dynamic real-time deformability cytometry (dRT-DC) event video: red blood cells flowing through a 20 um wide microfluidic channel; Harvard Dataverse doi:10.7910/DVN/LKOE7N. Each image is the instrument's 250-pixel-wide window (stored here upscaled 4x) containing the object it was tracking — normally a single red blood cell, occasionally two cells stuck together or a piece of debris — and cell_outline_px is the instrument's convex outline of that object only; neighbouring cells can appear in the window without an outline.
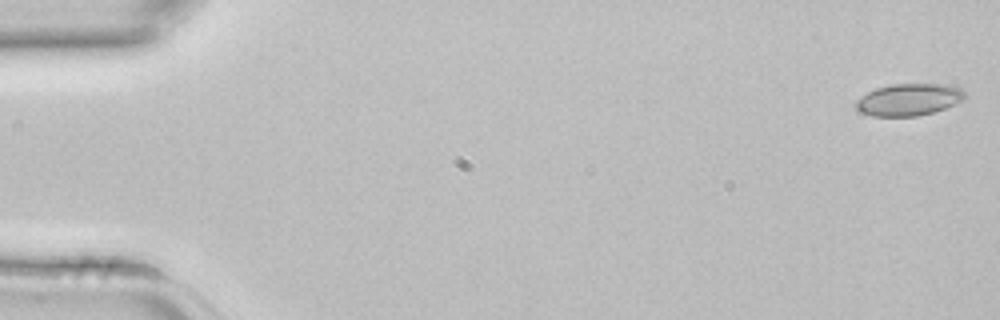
{"species": "common noctule bat (a hibernating species)", "species_latin": "Nyctalus noctula", "temperature_condition": "room temperature", "stored_images_in_passage": 5, "camera_frame_rate_fps": 3000, "um_per_image_px": 0.085, "animal": {"sex": "female", "body_mass_g": 22.7, "forearm_length_mm": 54.2}, "frame": {"image": 1, "passage_image": 1, "time_ms": 0.0, "image_size_px": [1000, 320], "cell_outline_px": [[964, 100], [944, 108], [932, 112], [916, 116], [872, 116], [860, 112], [856, 108], [856, 100], [860, 96], [876, 88], [888, 84], [944, 84], [960, 88], [964, 92]], "centroid_in_image_um": [77.21, 8.46], "position_along_channel_um": 7.8, "area_um2": 20.23}}
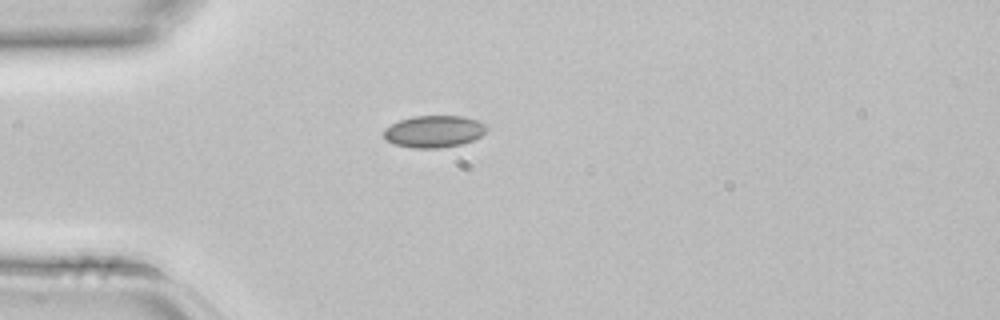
{"frame": {"image": 2, "passage_image": 4, "time_ms": 1.0, "image_size_px": [1000, 320], "cell_outline_px": [[488, 128], [480, 136], [472, 140], [460, 144], [440, 148], [412, 148], [396, 144], [388, 140], [384, 136], [384, 128], [400, 120], [412, 116], [464, 116], [476, 120], [484, 124]], "centroid_in_image_um": [36.88, 11.17], "position_along_channel_um": 48.1, "area_um2": 18.96}}
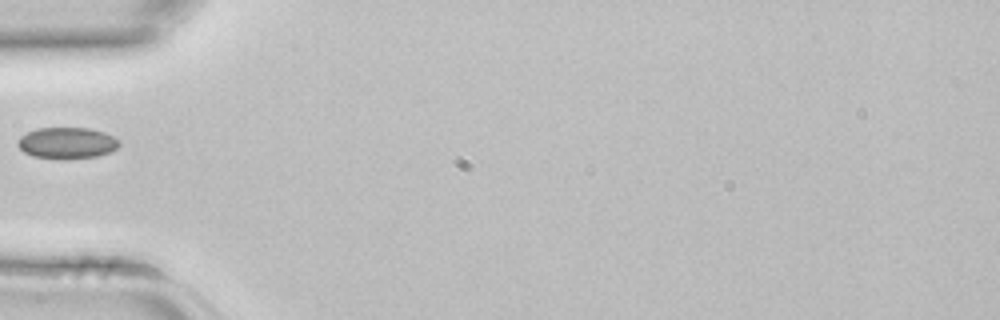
{"frame": {"image": 3, "passage_image": 5, "time_ms": 1.333, "image_size_px": [1000, 320], "cell_outline_px": [[120, 144], [116, 148], [108, 152], [96, 156], [32, 156], [24, 152], [16, 144], [16, 140], [20, 136], [36, 128], [88, 128], [104, 132], [120, 140]], "centroid_in_image_um": [5.67, 12.09], "position_along_channel_um": 79.3, "area_um2": 17.74}}